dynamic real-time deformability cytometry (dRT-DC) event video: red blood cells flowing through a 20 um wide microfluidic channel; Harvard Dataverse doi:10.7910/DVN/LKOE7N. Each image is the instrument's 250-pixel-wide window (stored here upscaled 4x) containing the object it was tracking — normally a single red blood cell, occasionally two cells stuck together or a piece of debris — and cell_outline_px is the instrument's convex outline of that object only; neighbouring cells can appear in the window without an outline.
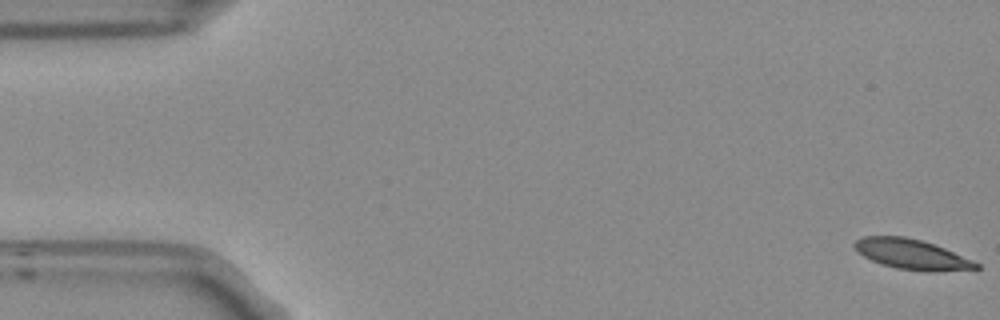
{"species": "Egyptian fruit bat (a non-hibernating species)", "species_latin": "Rousettus aegyptiacus", "temperature_condition": "room temperature", "stored_images_in_passage": 55, "camera_frame_rate_fps": 3000, "um_per_image_px": 0.085, "frame": {"image": 1, "passage_image": 1, "time_ms": 0.0, "image_size_px": [1000, 320], "cell_outline_px": [[980, 268], [932, 272], [896, 268], [880, 264], [864, 256], [852, 244], [856, 240], [864, 236], [904, 236], [920, 240], [944, 248], [972, 260], [980, 264]], "centroid_in_image_um": [77.49, 21.62], "position_along_channel_um": 7.5, "area_um2": 21.04}}
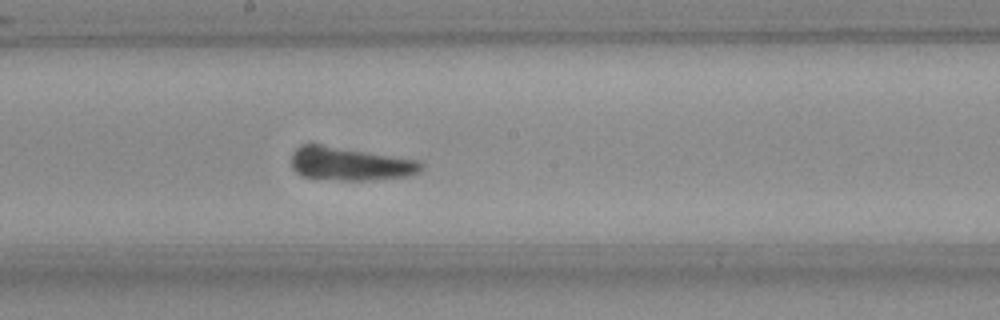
{"frame": {"image": 2, "passage_image": 29, "time_ms": 9.333, "image_size_px": [1000, 320], "cell_outline_px": [[424, 164], [420, 172], [408, 176], [372, 180], [316, 180], [304, 176], [296, 172], [292, 168], [292, 156], [300, 148], [312, 144], [416, 160]], "centroid_in_image_um": [29.77, 13.99], "position_along_channel_um": 218.4, "area_um2": 24.45}}
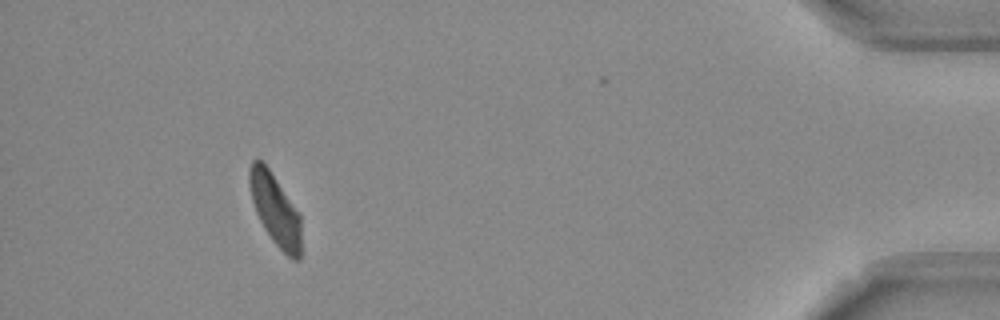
{"frame": {"image": 3, "passage_image": 50, "time_ms": 16.333, "image_size_px": [1000, 320], "cell_outline_px": [[300, 260], [292, 260], [272, 240], [264, 228], [256, 212], [252, 200], [248, 180], [248, 168], [252, 160], [256, 156], [264, 160], [300, 216]], "centroid_in_image_um": [23.34, 17.74], "position_along_channel_um": 411.9, "area_um2": 21.5}, "authors_computed_cell_mechanics": {"area_um2": 22.7154, "velocity_mm_per_s": 3.7136, "shape_relaxation_time_tau1_ms": 4.0638, "shape_relaxation_time_tau2_ms": 1.9695, "deformation_change_tau1": 0.1483, "deformation_change_tau2": 0.0986}}